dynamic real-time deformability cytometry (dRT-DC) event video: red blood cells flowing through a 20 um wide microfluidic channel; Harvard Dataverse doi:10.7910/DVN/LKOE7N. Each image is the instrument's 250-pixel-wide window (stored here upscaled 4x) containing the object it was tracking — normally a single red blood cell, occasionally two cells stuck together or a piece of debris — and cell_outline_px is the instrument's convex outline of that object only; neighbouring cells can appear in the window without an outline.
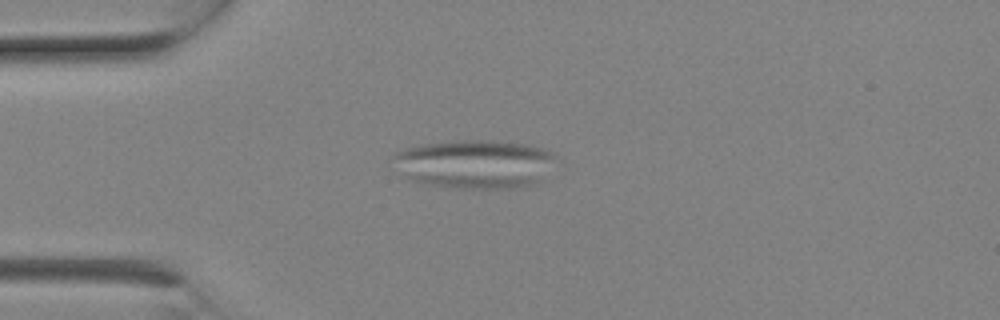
{"species": "Egyptian fruit bat (a non-hibernating species)", "species_latin": "Rousettus aegyptiacus", "temperature_condition": "room temperature", "stored_images_in_passage": 7, "camera_frame_rate_fps": 3000, "um_per_image_px": 0.085, "animal": {"sex": "female"}, "frame": {"image": 1, "passage_image": 5, "time_ms": 1.333, "image_size_px": [1000, 320], "cell_outline_px": [[556, 156], [540, 180], [532, 184], [516, 188], [452, 188], [424, 184], [412, 180], [408, 176], [392, 156], [396, 152], [404, 148], [420, 144], [460, 140], [492, 140], [524, 144], [544, 148], [552, 152]], "centroid_in_image_um": [40.37, 13.93], "position_along_channel_um": 44.6, "area_um2": 45.66}}